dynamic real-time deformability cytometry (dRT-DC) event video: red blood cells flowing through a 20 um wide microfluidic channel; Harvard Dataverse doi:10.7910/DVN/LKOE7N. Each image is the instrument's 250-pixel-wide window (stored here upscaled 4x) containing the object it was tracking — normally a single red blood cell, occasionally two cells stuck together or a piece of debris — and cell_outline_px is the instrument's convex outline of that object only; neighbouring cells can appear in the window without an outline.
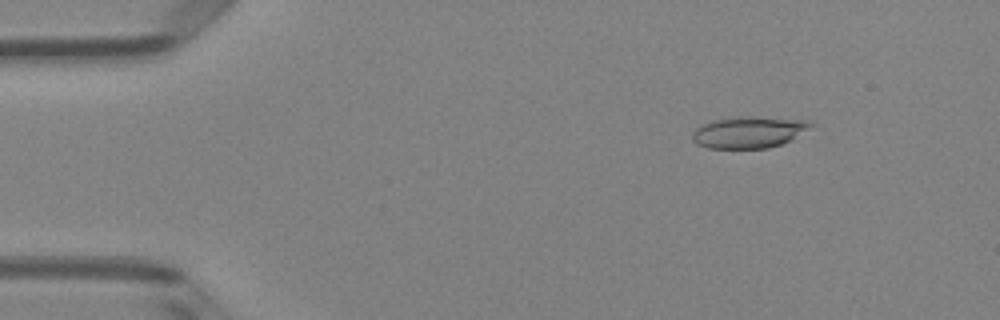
{"species": "Egyptian fruit bat (a non-hibernating species)", "species_latin": "Rousettus aegyptiacus", "temperature_condition": "room temperature", "stored_images_in_passage": 50, "camera_frame_rate_fps": 3000, "um_per_image_px": 0.085, "animal": {"sex": "female"}, "frame": {"image": 1, "passage_image": 7, "time_ms": 2.0, "image_size_px": [1000, 320], "cell_outline_px": [[816, 124], [792, 140], [768, 148], [708, 148], [696, 144], [692, 140], [692, 132], [700, 124], [712, 120], [740, 116], [756, 116], [808, 120]], "centroid_in_image_um": [63.65, 11.22], "position_along_channel_um": 21.3, "area_um2": 22.14}}
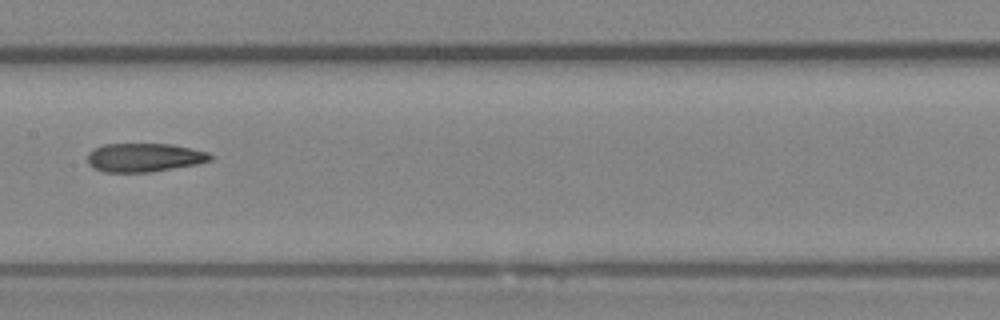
{"frame": {"image": 2, "passage_image": 26, "time_ms": 8.333, "image_size_px": [1000, 320], "cell_outline_px": [[216, 156], [212, 160], [196, 164], [152, 172], [104, 172], [92, 168], [88, 164], [88, 152], [92, 148], [104, 144], [172, 144], [192, 148], [208, 152]], "centroid_in_image_um": [12.26, 13.38], "position_along_channel_um": 195.1, "area_um2": 20.81}}
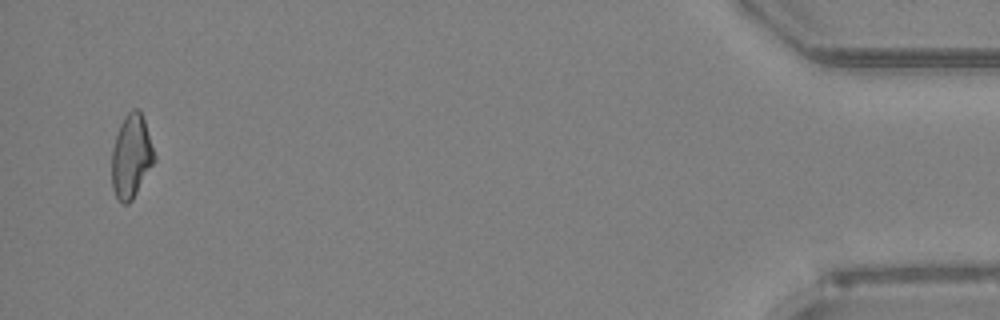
{"frame": {"image": 3, "passage_image": 49, "time_ms": 16.0, "image_size_px": [1000, 320], "cell_outline_px": [[156, 160], [132, 200], [128, 204], [124, 204], [116, 196], [112, 188], [112, 148], [120, 124], [124, 116], [132, 108], [140, 108], [156, 156]], "centroid_in_image_um": [11.16, 13.27], "position_along_channel_um": 424.0, "area_um2": 20.75}, "authors_computed_cell_mechanics": {"area_um2": 21.097, "velocity_mm_per_s": 4.0687, "shape_relaxation_time_tau1_ms": null, "shape_relaxation_time_tau2_ms": 4.455, "deformation_change_tau1": null, "deformation_change_tau2": 0.1377}}